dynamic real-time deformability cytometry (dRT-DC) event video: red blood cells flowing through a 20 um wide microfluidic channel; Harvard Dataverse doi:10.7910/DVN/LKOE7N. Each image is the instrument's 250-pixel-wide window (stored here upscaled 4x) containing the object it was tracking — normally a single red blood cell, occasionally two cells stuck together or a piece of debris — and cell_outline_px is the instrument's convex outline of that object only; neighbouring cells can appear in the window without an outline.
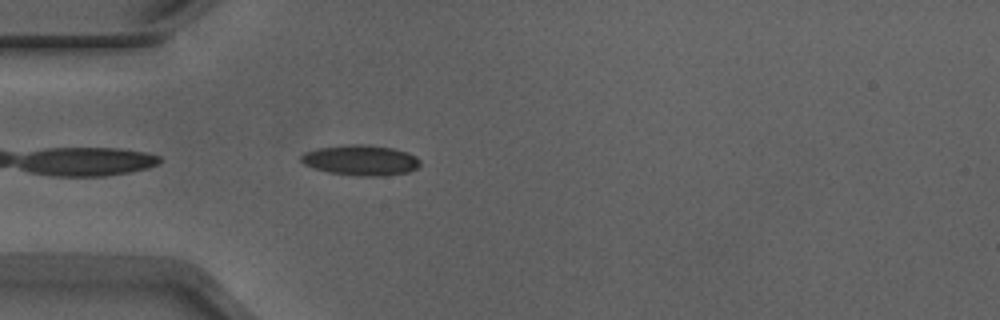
{"species": "Egyptian fruit bat (a non-hibernating species)", "species_latin": "Rousettus aegyptiacus", "temperature_condition": "warm", "stored_images_in_passage": 39, "camera_frame_rate_fps": 3000, "um_per_image_px": 0.085, "animal": {"sex": "male"}, "frame": {"image": 1, "passage_image": 2, "time_ms": 0.333, "image_size_px": [1000, 320], "cell_outline_px": [[420, 164], [416, 168], [408, 172], [384, 176], [360, 176], [328, 172], [312, 168], [304, 164], [300, 160], [300, 156], [304, 152], [316, 148], [356, 144], [368, 144], [392, 148], [408, 152], [416, 156], [420, 160]], "centroid_in_image_um": [30.65, 13.62], "position_along_channel_um": 54.3, "area_um2": 21.21}}
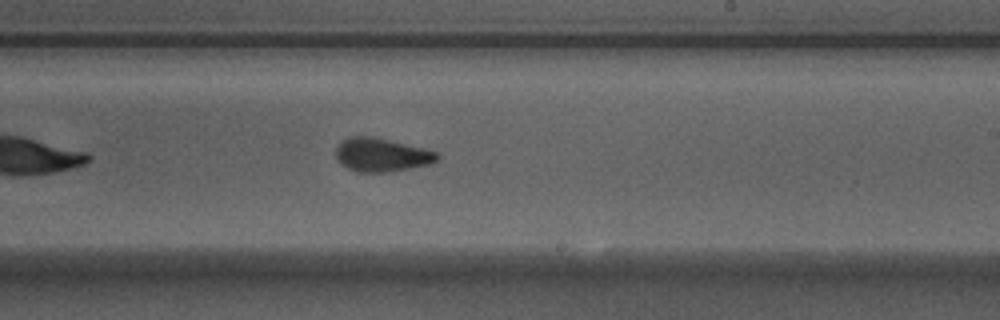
{"frame": {"image": 2, "passage_image": 18, "time_ms": 5.667, "image_size_px": [1000, 320], "cell_outline_px": [[440, 156], [432, 164], [388, 172], [356, 172], [348, 168], [336, 160], [336, 148], [348, 136], [372, 136], [424, 148], [436, 152]], "centroid_in_image_um": [32.43, 13.17], "position_along_channel_um": 256.6, "area_um2": 19.77}}
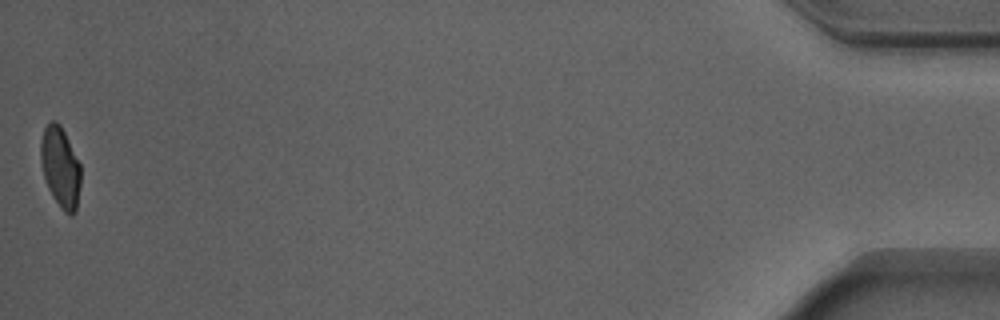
{"frame": {"image": 3, "passage_image": 39, "time_ms": 12.667, "image_size_px": [1000, 320], "cell_outline_px": [[80, 184], [76, 212], [72, 216], [64, 212], [60, 208], [52, 196], [48, 188], [44, 176], [40, 160], [40, 140], [44, 128], [52, 120], [56, 120], [60, 124], [80, 164]], "centroid_in_image_um": [5.12, 14.23], "position_along_channel_um": 430.1, "area_um2": 18.84}, "authors_computed_cell_mechanics": {"area_um2": 19.9988, "velocity_mm_per_s": 3.9157, "shape_relaxation_time_tau1_ms": 5.2073, "shape_relaxation_time_tau2_ms": 1.0618, "deformation_change_tau1": 0.1604, "deformation_change_tau2": 0.0615}}